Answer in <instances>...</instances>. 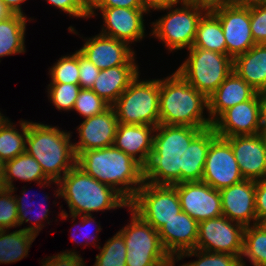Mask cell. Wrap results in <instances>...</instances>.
<instances>
[{
  "label": "cell",
  "mask_w": 266,
  "mask_h": 266,
  "mask_svg": "<svg viewBox=\"0 0 266 266\" xmlns=\"http://www.w3.org/2000/svg\"><path fill=\"white\" fill-rule=\"evenodd\" d=\"M77 165L99 182L114 188L129 203L144 183V167L114 146L81 152Z\"/></svg>",
  "instance_id": "obj_1"
},
{
  "label": "cell",
  "mask_w": 266,
  "mask_h": 266,
  "mask_svg": "<svg viewBox=\"0 0 266 266\" xmlns=\"http://www.w3.org/2000/svg\"><path fill=\"white\" fill-rule=\"evenodd\" d=\"M203 129L205 128L157 125L153 150L144 166V182L154 185L181 183V155Z\"/></svg>",
  "instance_id": "obj_2"
},
{
  "label": "cell",
  "mask_w": 266,
  "mask_h": 266,
  "mask_svg": "<svg viewBox=\"0 0 266 266\" xmlns=\"http://www.w3.org/2000/svg\"><path fill=\"white\" fill-rule=\"evenodd\" d=\"M55 196L64 198L74 222L91 212L129 207V202L114 188L99 182L77 164L59 181Z\"/></svg>",
  "instance_id": "obj_3"
},
{
  "label": "cell",
  "mask_w": 266,
  "mask_h": 266,
  "mask_svg": "<svg viewBox=\"0 0 266 266\" xmlns=\"http://www.w3.org/2000/svg\"><path fill=\"white\" fill-rule=\"evenodd\" d=\"M208 98L192 87L177 71L160 79L159 124L208 128L212 126Z\"/></svg>",
  "instance_id": "obj_4"
},
{
  "label": "cell",
  "mask_w": 266,
  "mask_h": 266,
  "mask_svg": "<svg viewBox=\"0 0 266 266\" xmlns=\"http://www.w3.org/2000/svg\"><path fill=\"white\" fill-rule=\"evenodd\" d=\"M28 121L25 151L41 165L44 174L59 181L77 164L72 134L67 130Z\"/></svg>",
  "instance_id": "obj_5"
},
{
  "label": "cell",
  "mask_w": 266,
  "mask_h": 266,
  "mask_svg": "<svg viewBox=\"0 0 266 266\" xmlns=\"http://www.w3.org/2000/svg\"><path fill=\"white\" fill-rule=\"evenodd\" d=\"M179 3L181 7L177 8ZM208 9V5L198 1H178L161 9L169 12L152 22L150 35L164 43L169 52L189 49L193 46L198 22Z\"/></svg>",
  "instance_id": "obj_6"
},
{
  "label": "cell",
  "mask_w": 266,
  "mask_h": 266,
  "mask_svg": "<svg viewBox=\"0 0 266 266\" xmlns=\"http://www.w3.org/2000/svg\"><path fill=\"white\" fill-rule=\"evenodd\" d=\"M140 74L112 105L121 124L159 125L160 79H139Z\"/></svg>",
  "instance_id": "obj_7"
},
{
  "label": "cell",
  "mask_w": 266,
  "mask_h": 266,
  "mask_svg": "<svg viewBox=\"0 0 266 266\" xmlns=\"http://www.w3.org/2000/svg\"><path fill=\"white\" fill-rule=\"evenodd\" d=\"M176 70L192 87L207 98L233 71V59L226 54L194 48Z\"/></svg>",
  "instance_id": "obj_8"
},
{
  "label": "cell",
  "mask_w": 266,
  "mask_h": 266,
  "mask_svg": "<svg viewBox=\"0 0 266 266\" xmlns=\"http://www.w3.org/2000/svg\"><path fill=\"white\" fill-rule=\"evenodd\" d=\"M131 221L120 229L125 245L126 266H165L173 259L164 249L159 233L130 207Z\"/></svg>",
  "instance_id": "obj_9"
},
{
  "label": "cell",
  "mask_w": 266,
  "mask_h": 266,
  "mask_svg": "<svg viewBox=\"0 0 266 266\" xmlns=\"http://www.w3.org/2000/svg\"><path fill=\"white\" fill-rule=\"evenodd\" d=\"M129 207L157 231L182 211L179 195L173 185L144 182Z\"/></svg>",
  "instance_id": "obj_10"
},
{
  "label": "cell",
  "mask_w": 266,
  "mask_h": 266,
  "mask_svg": "<svg viewBox=\"0 0 266 266\" xmlns=\"http://www.w3.org/2000/svg\"><path fill=\"white\" fill-rule=\"evenodd\" d=\"M245 227L225 216L199 222L196 249L226 253L241 259Z\"/></svg>",
  "instance_id": "obj_11"
},
{
  "label": "cell",
  "mask_w": 266,
  "mask_h": 266,
  "mask_svg": "<svg viewBox=\"0 0 266 266\" xmlns=\"http://www.w3.org/2000/svg\"><path fill=\"white\" fill-rule=\"evenodd\" d=\"M209 9L219 18L229 57L234 60L255 45L250 28V5L217 3Z\"/></svg>",
  "instance_id": "obj_12"
},
{
  "label": "cell",
  "mask_w": 266,
  "mask_h": 266,
  "mask_svg": "<svg viewBox=\"0 0 266 266\" xmlns=\"http://www.w3.org/2000/svg\"><path fill=\"white\" fill-rule=\"evenodd\" d=\"M242 180L230 143L217 136L210 143L201 181L220 191Z\"/></svg>",
  "instance_id": "obj_13"
},
{
  "label": "cell",
  "mask_w": 266,
  "mask_h": 266,
  "mask_svg": "<svg viewBox=\"0 0 266 266\" xmlns=\"http://www.w3.org/2000/svg\"><path fill=\"white\" fill-rule=\"evenodd\" d=\"M96 10L101 11L103 25L100 34L132 44L145 37L143 14H148L142 8H89V18L96 16Z\"/></svg>",
  "instance_id": "obj_14"
},
{
  "label": "cell",
  "mask_w": 266,
  "mask_h": 266,
  "mask_svg": "<svg viewBox=\"0 0 266 266\" xmlns=\"http://www.w3.org/2000/svg\"><path fill=\"white\" fill-rule=\"evenodd\" d=\"M173 186L179 195L182 211L198 223L223 216L219 190L203 181L183 182Z\"/></svg>",
  "instance_id": "obj_15"
},
{
  "label": "cell",
  "mask_w": 266,
  "mask_h": 266,
  "mask_svg": "<svg viewBox=\"0 0 266 266\" xmlns=\"http://www.w3.org/2000/svg\"><path fill=\"white\" fill-rule=\"evenodd\" d=\"M218 137L256 135L261 132L258 92L248 101L225 110L213 123Z\"/></svg>",
  "instance_id": "obj_16"
},
{
  "label": "cell",
  "mask_w": 266,
  "mask_h": 266,
  "mask_svg": "<svg viewBox=\"0 0 266 266\" xmlns=\"http://www.w3.org/2000/svg\"><path fill=\"white\" fill-rule=\"evenodd\" d=\"M84 40L85 43L78 51L100 70L137 64L135 51L126 42L100 33Z\"/></svg>",
  "instance_id": "obj_17"
},
{
  "label": "cell",
  "mask_w": 266,
  "mask_h": 266,
  "mask_svg": "<svg viewBox=\"0 0 266 266\" xmlns=\"http://www.w3.org/2000/svg\"><path fill=\"white\" fill-rule=\"evenodd\" d=\"M118 124L112 106L99 115L84 119L77 127L79 141L73 143L76 156L83 151L113 146Z\"/></svg>",
  "instance_id": "obj_18"
},
{
  "label": "cell",
  "mask_w": 266,
  "mask_h": 266,
  "mask_svg": "<svg viewBox=\"0 0 266 266\" xmlns=\"http://www.w3.org/2000/svg\"><path fill=\"white\" fill-rule=\"evenodd\" d=\"M223 216L244 227L258 224L255 209V181L244 179L219 191Z\"/></svg>",
  "instance_id": "obj_19"
},
{
  "label": "cell",
  "mask_w": 266,
  "mask_h": 266,
  "mask_svg": "<svg viewBox=\"0 0 266 266\" xmlns=\"http://www.w3.org/2000/svg\"><path fill=\"white\" fill-rule=\"evenodd\" d=\"M231 145L244 179L266 178V144L261 134L225 138Z\"/></svg>",
  "instance_id": "obj_20"
},
{
  "label": "cell",
  "mask_w": 266,
  "mask_h": 266,
  "mask_svg": "<svg viewBox=\"0 0 266 266\" xmlns=\"http://www.w3.org/2000/svg\"><path fill=\"white\" fill-rule=\"evenodd\" d=\"M198 228L199 223L181 211L158 230L161 243L172 259L196 248Z\"/></svg>",
  "instance_id": "obj_21"
},
{
  "label": "cell",
  "mask_w": 266,
  "mask_h": 266,
  "mask_svg": "<svg viewBox=\"0 0 266 266\" xmlns=\"http://www.w3.org/2000/svg\"><path fill=\"white\" fill-rule=\"evenodd\" d=\"M155 128L151 125L119 123L113 146L131 156L144 167L153 150Z\"/></svg>",
  "instance_id": "obj_22"
},
{
  "label": "cell",
  "mask_w": 266,
  "mask_h": 266,
  "mask_svg": "<svg viewBox=\"0 0 266 266\" xmlns=\"http://www.w3.org/2000/svg\"><path fill=\"white\" fill-rule=\"evenodd\" d=\"M257 91L234 70L208 97V117L212 123L227 109L250 100Z\"/></svg>",
  "instance_id": "obj_23"
},
{
  "label": "cell",
  "mask_w": 266,
  "mask_h": 266,
  "mask_svg": "<svg viewBox=\"0 0 266 266\" xmlns=\"http://www.w3.org/2000/svg\"><path fill=\"white\" fill-rule=\"evenodd\" d=\"M138 74V65H119L102 69L91 89L112 106Z\"/></svg>",
  "instance_id": "obj_24"
},
{
  "label": "cell",
  "mask_w": 266,
  "mask_h": 266,
  "mask_svg": "<svg viewBox=\"0 0 266 266\" xmlns=\"http://www.w3.org/2000/svg\"><path fill=\"white\" fill-rule=\"evenodd\" d=\"M217 137L213 127L203 129L181 155V183L201 181L210 143Z\"/></svg>",
  "instance_id": "obj_25"
},
{
  "label": "cell",
  "mask_w": 266,
  "mask_h": 266,
  "mask_svg": "<svg viewBox=\"0 0 266 266\" xmlns=\"http://www.w3.org/2000/svg\"><path fill=\"white\" fill-rule=\"evenodd\" d=\"M233 70L257 92L266 87V44H255L233 60Z\"/></svg>",
  "instance_id": "obj_26"
},
{
  "label": "cell",
  "mask_w": 266,
  "mask_h": 266,
  "mask_svg": "<svg viewBox=\"0 0 266 266\" xmlns=\"http://www.w3.org/2000/svg\"><path fill=\"white\" fill-rule=\"evenodd\" d=\"M21 180L24 182H36L43 188L55 183L57 186L58 181L50 180L45 174L41 165L29 155L26 151L14 159L5 162V174L3 178V188H14L13 181ZM44 185V186H43Z\"/></svg>",
  "instance_id": "obj_27"
},
{
  "label": "cell",
  "mask_w": 266,
  "mask_h": 266,
  "mask_svg": "<svg viewBox=\"0 0 266 266\" xmlns=\"http://www.w3.org/2000/svg\"><path fill=\"white\" fill-rule=\"evenodd\" d=\"M192 47L227 55L222 26L219 18L210 9L203 14L198 22L196 37Z\"/></svg>",
  "instance_id": "obj_28"
},
{
  "label": "cell",
  "mask_w": 266,
  "mask_h": 266,
  "mask_svg": "<svg viewBox=\"0 0 266 266\" xmlns=\"http://www.w3.org/2000/svg\"><path fill=\"white\" fill-rule=\"evenodd\" d=\"M27 16L14 14L0 21V58L26 52L25 32Z\"/></svg>",
  "instance_id": "obj_29"
},
{
  "label": "cell",
  "mask_w": 266,
  "mask_h": 266,
  "mask_svg": "<svg viewBox=\"0 0 266 266\" xmlns=\"http://www.w3.org/2000/svg\"><path fill=\"white\" fill-rule=\"evenodd\" d=\"M8 117L0 120V157L4 162L14 159L25 152L26 136L28 133V121L20 120L21 131L13 126Z\"/></svg>",
  "instance_id": "obj_30"
},
{
  "label": "cell",
  "mask_w": 266,
  "mask_h": 266,
  "mask_svg": "<svg viewBox=\"0 0 266 266\" xmlns=\"http://www.w3.org/2000/svg\"><path fill=\"white\" fill-rule=\"evenodd\" d=\"M36 237L23 229L11 233L9 229L0 230V264H10L22 260L28 255Z\"/></svg>",
  "instance_id": "obj_31"
},
{
  "label": "cell",
  "mask_w": 266,
  "mask_h": 266,
  "mask_svg": "<svg viewBox=\"0 0 266 266\" xmlns=\"http://www.w3.org/2000/svg\"><path fill=\"white\" fill-rule=\"evenodd\" d=\"M244 257L253 266H266V230L260 223L245 227L241 265Z\"/></svg>",
  "instance_id": "obj_32"
},
{
  "label": "cell",
  "mask_w": 266,
  "mask_h": 266,
  "mask_svg": "<svg viewBox=\"0 0 266 266\" xmlns=\"http://www.w3.org/2000/svg\"><path fill=\"white\" fill-rule=\"evenodd\" d=\"M22 188H23L22 196L14 195V198H15L16 204H17V209H18V226L23 225V223L31 222L32 221L31 217L32 218L33 217L34 218L36 217L35 219L33 218V220H34V221H32V224L33 225L32 226L30 225L28 227H25V228H23V230L24 231H27V232H30V233L38 236L39 232L41 231V229L45 225V224H43V221L42 220H45V219L48 220V218H49L48 216H50L48 214H50L49 212H51V211H49V209H47L48 206H46V208L42 211L43 213L41 212V213L37 214V212H36V214H34V215L32 214L33 216L30 215V213H32V211L34 213V210H32V207L35 206L37 203L36 204L33 203L35 205H32V201L31 200H30L31 203H28L29 200L26 201L27 200L26 197L28 196L27 193H26L27 189L25 190V187H22ZM25 195H27V196H25ZM48 198L49 197L47 195H45L44 196V199L41 198V200L42 201H47ZM29 204H30V206H29ZM26 206H28V207H26ZM37 206L38 205H36V207ZM44 207H45V205H44ZM41 208H42V206H38V209L41 210ZM28 215H30L31 217L28 216Z\"/></svg>",
  "instance_id": "obj_33"
},
{
  "label": "cell",
  "mask_w": 266,
  "mask_h": 266,
  "mask_svg": "<svg viewBox=\"0 0 266 266\" xmlns=\"http://www.w3.org/2000/svg\"><path fill=\"white\" fill-rule=\"evenodd\" d=\"M98 249L100 253L96 255L93 266H126L127 248L119 231L109 238L103 247L99 245Z\"/></svg>",
  "instance_id": "obj_34"
},
{
  "label": "cell",
  "mask_w": 266,
  "mask_h": 266,
  "mask_svg": "<svg viewBox=\"0 0 266 266\" xmlns=\"http://www.w3.org/2000/svg\"><path fill=\"white\" fill-rule=\"evenodd\" d=\"M50 83L79 84V51L61 56L50 68Z\"/></svg>",
  "instance_id": "obj_35"
},
{
  "label": "cell",
  "mask_w": 266,
  "mask_h": 266,
  "mask_svg": "<svg viewBox=\"0 0 266 266\" xmlns=\"http://www.w3.org/2000/svg\"><path fill=\"white\" fill-rule=\"evenodd\" d=\"M195 256L198 260L184 263L181 266H246L241 265V259L235 255L226 253L208 252L199 249H193L182 253L176 261L185 257Z\"/></svg>",
  "instance_id": "obj_36"
},
{
  "label": "cell",
  "mask_w": 266,
  "mask_h": 266,
  "mask_svg": "<svg viewBox=\"0 0 266 266\" xmlns=\"http://www.w3.org/2000/svg\"><path fill=\"white\" fill-rule=\"evenodd\" d=\"M47 89L48 98L56 109L72 111L81 87L72 83H50Z\"/></svg>",
  "instance_id": "obj_37"
},
{
  "label": "cell",
  "mask_w": 266,
  "mask_h": 266,
  "mask_svg": "<svg viewBox=\"0 0 266 266\" xmlns=\"http://www.w3.org/2000/svg\"><path fill=\"white\" fill-rule=\"evenodd\" d=\"M109 107L110 105L100 98L92 89L81 88L73 110L86 119L103 113Z\"/></svg>",
  "instance_id": "obj_38"
},
{
  "label": "cell",
  "mask_w": 266,
  "mask_h": 266,
  "mask_svg": "<svg viewBox=\"0 0 266 266\" xmlns=\"http://www.w3.org/2000/svg\"><path fill=\"white\" fill-rule=\"evenodd\" d=\"M16 188L0 190V230L18 227V209L14 192Z\"/></svg>",
  "instance_id": "obj_39"
},
{
  "label": "cell",
  "mask_w": 266,
  "mask_h": 266,
  "mask_svg": "<svg viewBox=\"0 0 266 266\" xmlns=\"http://www.w3.org/2000/svg\"><path fill=\"white\" fill-rule=\"evenodd\" d=\"M250 28L255 44H266V1L250 5Z\"/></svg>",
  "instance_id": "obj_40"
},
{
  "label": "cell",
  "mask_w": 266,
  "mask_h": 266,
  "mask_svg": "<svg viewBox=\"0 0 266 266\" xmlns=\"http://www.w3.org/2000/svg\"><path fill=\"white\" fill-rule=\"evenodd\" d=\"M69 16L89 18V0H46Z\"/></svg>",
  "instance_id": "obj_41"
},
{
  "label": "cell",
  "mask_w": 266,
  "mask_h": 266,
  "mask_svg": "<svg viewBox=\"0 0 266 266\" xmlns=\"http://www.w3.org/2000/svg\"><path fill=\"white\" fill-rule=\"evenodd\" d=\"M100 73L91 61L79 52V85L83 89H91Z\"/></svg>",
  "instance_id": "obj_42"
},
{
  "label": "cell",
  "mask_w": 266,
  "mask_h": 266,
  "mask_svg": "<svg viewBox=\"0 0 266 266\" xmlns=\"http://www.w3.org/2000/svg\"><path fill=\"white\" fill-rule=\"evenodd\" d=\"M41 264L42 266H86L83 258L75 250H66L57 255L48 256Z\"/></svg>",
  "instance_id": "obj_43"
},
{
  "label": "cell",
  "mask_w": 266,
  "mask_h": 266,
  "mask_svg": "<svg viewBox=\"0 0 266 266\" xmlns=\"http://www.w3.org/2000/svg\"><path fill=\"white\" fill-rule=\"evenodd\" d=\"M95 218L96 217H93V215L91 214V215H81L80 216V221H79V225L80 226H77V223L76 224H74V226L76 225V227H78L79 229H80V233H81V235H78L79 237L80 236H82L83 238H84V241H86L85 242V245L86 246H88V244L89 245H91L90 243L92 242L93 244H94V247L96 246H98V244H96V240L98 239V232H100L101 230H102V228H101V226H99L100 225V223L99 224H97L96 225V227L97 228H95L96 230V233H95V235L93 234H91L92 233V231L90 230V226H92L94 223L96 224L97 222L95 221ZM92 224V225H91ZM94 228V227H93ZM78 230V229H77ZM74 231V230H73ZM78 232V231H77ZM73 232H71V234H72ZM78 234V233H77ZM83 234V235H82ZM72 235H74L72 238H71V240L72 241H74V242H76L78 245H79V243L80 244H82V241H79L78 239H76L77 237L75 236V234H72ZM84 235H86V236H84ZM81 238V237H80ZM87 238L89 239V240H91V242H88L87 241ZM95 241V242H94Z\"/></svg>",
  "instance_id": "obj_44"
},
{
  "label": "cell",
  "mask_w": 266,
  "mask_h": 266,
  "mask_svg": "<svg viewBox=\"0 0 266 266\" xmlns=\"http://www.w3.org/2000/svg\"><path fill=\"white\" fill-rule=\"evenodd\" d=\"M255 209L260 223L266 219V178L255 181Z\"/></svg>",
  "instance_id": "obj_45"
},
{
  "label": "cell",
  "mask_w": 266,
  "mask_h": 266,
  "mask_svg": "<svg viewBox=\"0 0 266 266\" xmlns=\"http://www.w3.org/2000/svg\"><path fill=\"white\" fill-rule=\"evenodd\" d=\"M142 8L140 0H89V8Z\"/></svg>",
  "instance_id": "obj_46"
},
{
  "label": "cell",
  "mask_w": 266,
  "mask_h": 266,
  "mask_svg": "<svg viewBox=\"0 0 266 266\" xmlns=\"http://www.w3.org/2000/svg\"><path fill=\"white\" fill-rule=\"evenodd\" d=\"M178 1L179 0H140L142 9L145 10L147 13L151 12L150 10L161 11V9L175 4Z\"/></svg>",
  "instance_id": "obj_47"
},
{
  "label": "cell",
  "mask_w": 266,
  "mask_h": 266,
  "mask_svg": "<svg viewBox=\"0 0 266 266\" xmlns=\"http://www.w3.org/2000/svg\"><path fill=\"white\" fill-rule=\"evenodd\" d=\"M6 6L14 12V14H20L26 16L22 10V3L26 0H2Z\"/></svg>",
  "instance_id": "obj_48"
},
{
  "label": "cell",
  "mask_w": 266,
  "mask_h": 266,
  "mask_svg": "<svg viewBox=\"0 0 266 266\" xmlns=\"http://www.w3.org/2000/svg\"><path fill=\"white\" fill-rule=\"evenodd\" d=\"M261 126H266V94H258Z\"/></svg>",
  "instance_id": "obj_49"
},
{
  "label": "cell",
  "mask_w": 266,
  "mask_h": 266,
  "mask_svg": "<svg viewBox=\"0 0 266 266\" xmlns=\"http://www.w3.org/2000/svg\"><path fill=\"white\" fill-rule=\"evenodd\" d=\"M13 15H14V12H12V10H10L6 6V4L2 0H0V21L9 19Z\"/></svg>",
  "instance_id": "obj_50"
},
{
  "label": "cell",
  "mask_w": 266,
  "mask_h": 266,
  "mask_svg": "<svg viewBox=\"0 0 266 266\" xmlns=\"http://www.w3.org/2000/svg\"><path fill=\"white\" fill-rule=\"evenodd\" d=\"M260 2V0H226L224 3L230 5H241V6H249L254 5Z\"/></svg>",
  "instance_id": "obj_51"
},
{
  "label": "cell",
  "mask_w": 266,
  "mask_h": 266,
  "mask_svg": "<svg viewBox=\"0 0 266 266\" xmlns=\"http://www.w3.org/2000/svg\"><path fill=\"white\" fill-rule=\"evenodd\" d=\"M5 174V162L0 157V183H3V178Z\"/></svg>",
  "instance_id": "obj_52"
},
{
  "label": "cell",
  "mask_w": 266,
  "mask_h": 266,
  "mask_svg": "<svg viewBox=\"0 0 266 266\" xmlns=\"http://www.w3.org/2000/svg\"><path fill=\"white\" fill-rule=\"evenodd\" d=\"M226 0H202L203 4L208 5L209 7L217 4V3H224Z\"/></svg>",
  "instance_id": "obj_53"
},
{
  "label": "cell",
  "mask_w": 266,
  "mask_h": 266,
  "mask_svg": "<svg viewBox=\"0 0 266 266\" xmlns=\"http://www.w3.org/2000/svg\"><path fill=\"white\" fill-rule=\"evenodd\" d=\"M261 127L262 128H261L260 134H261V136H262V138H263V140H264V142L266 144V126H261Z\"/></svg>",
  "instance_id": "obj_54"
},
{
  "label": "cell",
  "mask_w": 266,
  "mask_h": 266,
  "mask_svg": "<svg viewBox=\"0 0 266 266\" xmlns=\"http://www.w3.org/2000/svg\"><path fill=\"white\" fill-rule=\"evenodd\" d=\"M175 263H176V260H172L170 263H168L167 265L165 266H175ZM181 266V265H180Z\"/></svg>",
  "instance_id": "obj_55"
},
{
  "label": "cell",
  "mask_w": 266,
  "mask_h": 266,
  "mask_svg": "<svg viewBox=\"0 0 266 266\" xmlns=\"http://www.w3.org/2000/svg\"><path fill=\"white\" fill-rule=\"evenodd\" d=\"M260 224L265 228V230H266V219H264V220H262L261 222H260Z\"/></svg>",
  "instance_id": "obj_56"
},
{
  "label": "cell",
  "mask_w": 266,
  "mask_h": 266,
  "mask_svg": "<svg viewBox=\"0 0 266 266\" xmlns=\"http://www.w3.org/2000/svg\"><path fill=\"white\" fill-rule=\"evenodd\" d=\"M258 94H266V87L262 91H259Z\"/></svg>",
  "instance_id": "obj_57"
},
{
  "label": "cell",
  "mask_w": 266,
  "mask_h": 266,
  "mask_svg": "<svg viewBox=\"0 0 266 266\" xmlns=\"http://www.w3.org/2000/svg\"><path fill=\"white\" fill-rule=\"evenodd\" d=\"M181 1V0H179ZM188 1H198L199 3H202V0H188Z\"/></svg>",
  "instance_id": "obj_58"
},
{
  "label": "cell",
  "mask_w": 266,
  "mask_h": 266,
  "mask_svg": "<svg viewBox=\"0 0 266 266\" xmlns=\"http://www.w3.org/2000/svg\"><path fill=\"white\" fill-rule=\"evenodd\" d=\"M2 117H3V114L0 112V120H1Z\"/></svg>",
  "instance_id": "obj_59"
}]
</instances>
